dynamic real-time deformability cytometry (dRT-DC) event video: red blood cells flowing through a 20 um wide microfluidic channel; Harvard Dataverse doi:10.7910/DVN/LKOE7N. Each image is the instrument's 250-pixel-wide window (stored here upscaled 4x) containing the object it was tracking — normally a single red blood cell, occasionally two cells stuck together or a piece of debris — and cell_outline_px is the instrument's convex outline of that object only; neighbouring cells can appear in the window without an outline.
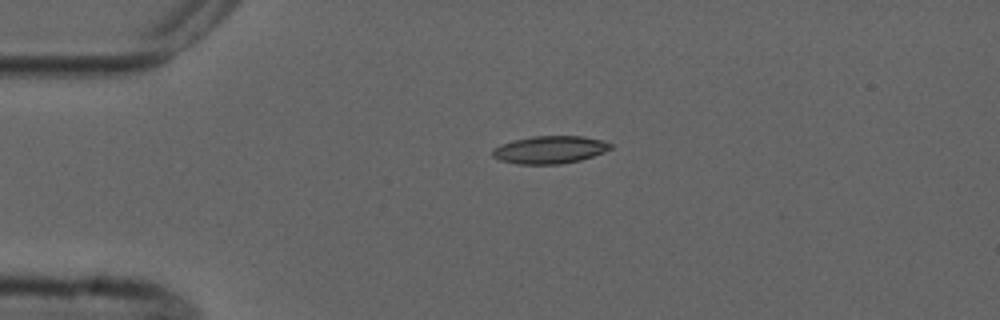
{"species": "common noctule bat (a hibernating species)", "species_latin": "Nyctalus noctula", "temperature_condition": "cold", "stored_images_in_passage": 2, "camera_frame_rate_fps": 3000, "um_per_image_px": 0.085, "animal": {"sex": "male", "forearm_length_mm": 52.5}, "frame": {"image": 1, "passage_image": 1, "time_ms": 0.0, "image_size_px": [1000, 320], "cell_outline_px": [[612, 148], [604, 152], [580, 160], [560, 164], [516, 164], [500, 160], [492, 156], [492, 148], [500, 144], [532, 136], [584, 136], [600, 140], [612, 144]], "centroid_in_image_um": [46.71, 12.73], "position_along_channel_um": 38.3, "area_um2": 18.96}}